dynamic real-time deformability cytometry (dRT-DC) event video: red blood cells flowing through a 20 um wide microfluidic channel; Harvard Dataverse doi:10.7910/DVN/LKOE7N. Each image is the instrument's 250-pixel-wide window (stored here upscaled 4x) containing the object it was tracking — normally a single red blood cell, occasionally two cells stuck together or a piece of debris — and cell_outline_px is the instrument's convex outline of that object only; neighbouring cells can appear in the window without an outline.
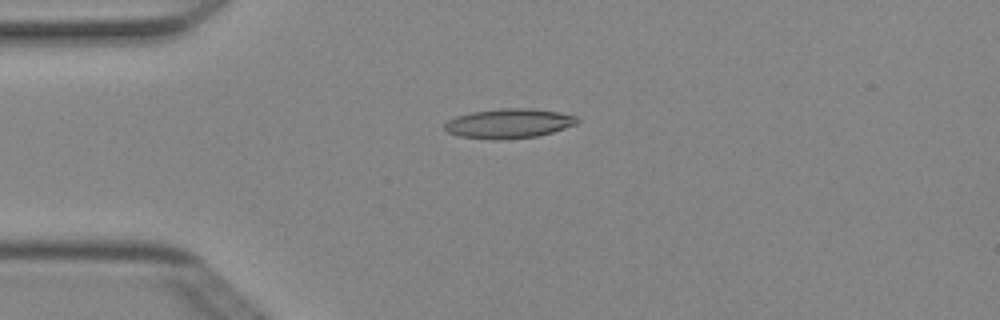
{"species": "Egyptian fruit bat (a non-hibernating species)", "species_latin": "Rousettus aegyptiacus", "temperature_condition": "cold", "stored_images_in_passage": 6, "camera_frame_rate_fps": 3000, "um_per_image_px": 0.085, "animal": {"sex": "female"}, "frame": {"image": 1, "passage_image": 4, "time_ms": 1.0, "image_size_px": [1000, 320], "cell_outline_px": [[580, 120], [576, 124], [552, 132], [536, 136], [504, 140], [496, 140], [460, 136], [448, 132], [444, 128], [444, 124], [448, 120], [456, 116], [472, 112], [500, 108], [528, 108], [556, 112], [576, 116]], "centroid_in_image_um": [43.23, 10.49], "position_along_channel_um": 41.8, "area_um2": 22.72}}
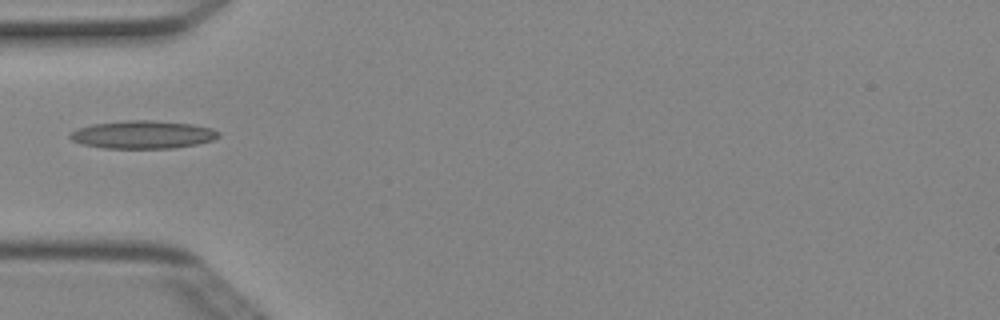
{"frame": {"image": 2, "passage_image": 5, "time_ms": 1.333, "image_size_px": [1000, 320], "cell_outline_px": [[220, 136], [212, 140], [196, 144], [172, 148], [104, 148], [80, 144], [72, 140], [68, 136], [72, 132], [80, 128], [92, 124], [124, 120], [152, 120], [192, 124], [212, 128], [220, 132]], "centroid_in_image_um": [12.14, 11.44], "position_along_channel_um": 72.9, "area_um2": 24.16}}
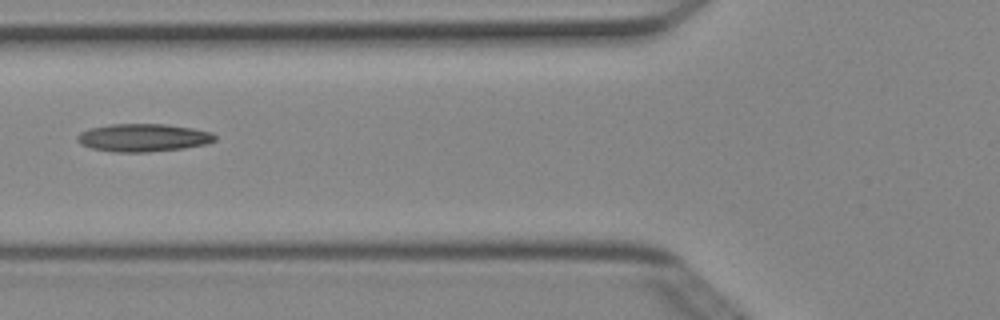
{"frame": {"image": 3, "passage_image": 6, "time_ms": 1.667, "image_size_px": [1000, 320], "cell_outline_px": [[216, 140], [208, 144], [184, 148], [148, 152], [112, 152], [92, 148], [80, 144], [76, 140], [76, 136], [80, 132], [88, 128], [112, 124], [168, 124], [192, 128], [212, 132], [216, 136]], "centroid_in_image_um": [12.17, 11.7], "position_along_channel_um": 113.6, "area_um2": 22.6}}